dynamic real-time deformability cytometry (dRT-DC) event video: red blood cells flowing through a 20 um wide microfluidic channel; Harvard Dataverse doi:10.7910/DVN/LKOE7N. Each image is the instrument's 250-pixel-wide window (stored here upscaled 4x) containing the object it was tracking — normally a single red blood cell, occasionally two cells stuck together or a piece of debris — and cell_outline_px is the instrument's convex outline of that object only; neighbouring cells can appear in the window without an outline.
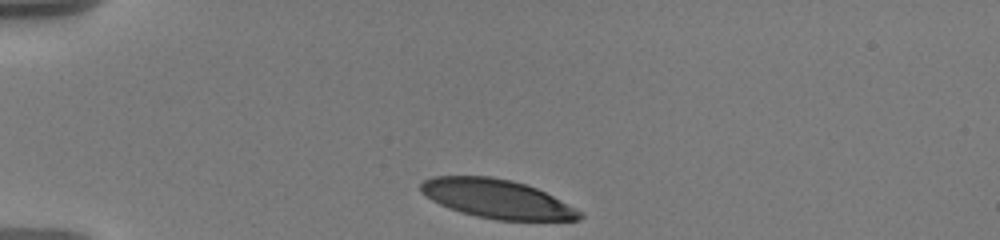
{"species": "human", "species_latin": "Homo sapiens", "temperature_condition": "warm", "stored_images_in_passage": 9, "camera_frame_rate_fps": 3000, "um_per_image_px": 0.085, "donor": {"sex": "male"}, "frame": {"image": 1, "passage_image": 1, "time_ms": 0.0, "image_size_px": [1000, 240], "cell_outline_px": [[584, 216], [580, 220], [496, 220], [476, 216], [460, 212], [448, 208], [432, 200], [420, 192], [420, 184], [424, 180], [432, 176], [492, 176], [512, 180], [536, 188], [584, 212]], "centroid_in_image_um": [42.23, 16.9], "position_along_channel_um": 42.8, "area_um2": 36.01}}